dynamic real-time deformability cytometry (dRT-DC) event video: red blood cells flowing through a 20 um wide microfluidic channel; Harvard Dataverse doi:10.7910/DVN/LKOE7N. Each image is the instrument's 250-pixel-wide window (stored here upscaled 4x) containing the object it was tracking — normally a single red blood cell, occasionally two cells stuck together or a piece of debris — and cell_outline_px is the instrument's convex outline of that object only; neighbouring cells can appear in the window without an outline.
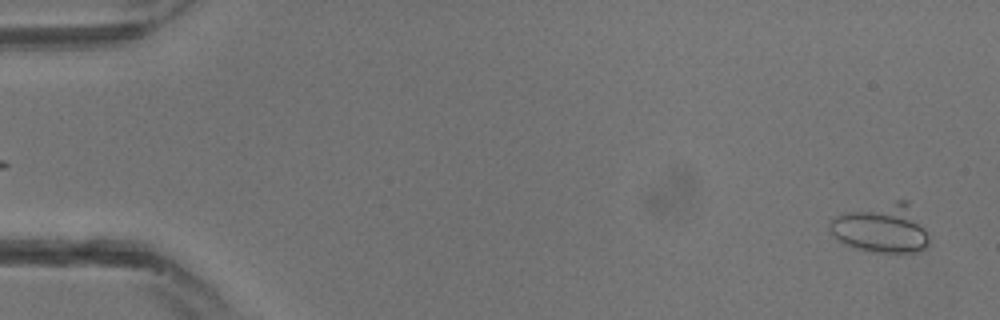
{"species": "common noctule bat (a hibernating species)", "species_latin": "Nyctalus noctula", "temperature_condition": "warm", "stored_images_in_passage": 9, "camera_frame_rate_fps": 3000, "um_per_image_px": 0.085, "animal": {"sex": "male", "body_mass_g": 13.3}, "frame": {"image": 1, "passage_image": 1, "time_ms": 0.0, "image_size_px": [1000, 320], "cell_outline_px": [[928, 244], [924, 248], [916, 252], [868, 252], [844, 244], [832, 232], [828, 224], [836, 216], [844, 212], [896, 200], [908, 200], [924, 228], [928, 236]], "centroid_in_image_um": [74.93, 19.41], "position_along_channel_um": 10.1, "area_um2": 27.92}}